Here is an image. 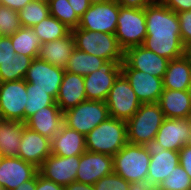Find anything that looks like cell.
Here are the masks:
<instances>
[{
  "mask_svg": "<svg viewBox=\"0 0 191 190\" xmlns=\"http://www.w3.org/2000/svg\"><path fill=\"white\" fill-rule=\"evenodd\" d=\"M145 17L146 37L142 46L169 61L181 57L183 43L177 13L153 0L145 7Z\"/></svg>",
  "mask_w": 191,
  "mask_h": 190,
  "instance_id": "1",
  "label": "cell"
},
{
  "mask_svg": "<svg viewBox=\"0 0 191 190\" xmlns=\"http://www.w3.org/2000/svg\"><path fill=\"white\" fill-rule=\"evenodd\" d=\"M86 151L114 156L127 143L126 121L109 117L86 136Z\"/></svg>",
  "mask_w": 191,
  "mask_h": 190,
  "instance_id": "2",
  "label": "cell"
},
{
  "mask_svg": "<svg viewBox=\"0 0 191 190\" xmlns=\"http://www.w3.org/2000/svg\"><path fill=\"white\" fill-rule=\"evenodd\" d=\"M71 33L74 37L75 48L106 61L123 63L124 50L120 47L115 34L88 31L78 27L72 29Z\"/></svg>",
  "mask_w": 191,
  "mask_h": 190,
  "instance_id": "3",
  "label": "cell"
},
{
  "mask_svg": "<svg viewBox=\"0 0 191 190\" xmlns=\"http://www.w3.org/2000/svg\"><path fill=\"white\" fill-rule=\"evenodd\" d=\"M164 119L158 103L141 104L138 111L126 121L128 142L145 145L154 140Z\"/></svg>",
  "mask_w": 191,
  "mask_h": 190,
  "instance_id": "4",
  "label": "cell"
},
{
  "mask_svg": "<svg viewBox=\"0 0 191 190\" xmlns=\"http://www.w3.org/2000/svg\"><path fill=\"white\" fill-rule=\"evenodd\" d=\"M151 156L144 145L127 143L113 156V172L129 183L148 175Z\"/></svg>",
  "mask_w": 191,
  "mask_h": 190,
  "instance_id": "5",
  "label": "cell"
},
{
  "mask_svg": "<svg viewBox=\"0 0 191 190\" xmlns=\"http://www.w3.org/2000/svg\"><path fill=\"white\" fill-rule=\"evenodd\" d=\"M115 36L124 51L130 47L142 45L146 37L145 8L119 5Z\"/></svg>",
  "mask_w": 191,
  "mask_h": 190,
  "instance_id": "6",
  "label": "cell"
},
{
  "mask_svg": "<svg viewBox=\"0 0 191 190\" xmlns=\"http://www.w3.org/2000/svg\"><path fill=\"white\" fill-rule=\"evenodd\" d=\"M64 125L86 136L110 115L105 101L86 100L65 112Z\"/></svg>",
  "mask_w": 191,
  "mask_h": 190,
  "instance_id": "7",
  "label": "cell"
},
{
  "mask_svg": "<svg viewBox=\"0 0 191 190\" xmlns=\"http://www.w3.org/2000/svg\"><path fill=\"white\" fill-rule=\"evenodd\" d=\"M105 102L110 117L124 121L129 120L141 105L129 81L122 73L115 80Z\"/></svg>",
  "mask_w": 191,
  "mask_h": 190,
  "instance_id": "8",
  "label": "cell"
},
{
  "mask_svg": "<svg viewBox=\"0 0 191 190\" xmlns=\"http://www.w3.org/2000/svg\"><path fill=\"white\" fill-rule=\"evenodd\" d=\"M119 4L116 0L91 4L80 18L78 28L94 32L115 34Z\"/></svg>",
  "mask_w": 191,
  "mask_h": 190,
  "instance_id": "9",
  "label": "cell"
},
{
  "mask_svg": "<svg viewBox=\"0 0 191 190\" xmlns=\"http://www.w3.org/2000/svg\"><path fill=\"white\" fill-rule=\"evenodd\" d=\"M64 73V68L54 66L37 57L31 62L24 80L31 83V89L46 91L56 100Z\"/></svg>",
  "mask_w": 191,
  "mask_h": 190,
  "instance_id": "10",
  "label": "cell"
},
{
  "mask_svg": "<svg viewBox=\"0 0 191 190\" xmlns=\"http://www.w3.org/2000/svg\"><path fill=\"white\" fill-rule=\"evenodd\" d=\"M26 93L24 79L0 82V118L24 123Z\"/></svg>",
  "mask_w": 191,
  "mask_h": 190,
  "instance_id": "11",
  "label": "cell"
},
{
  "mask_svg": "<svg viewBox=\"0 0 191 190\" xmlns=\"http://www.w3.org/2000/svg\"><path fill=\"white\" fill-rule=\"evenodd\" d=\"M120 74L121 64L106 61L98 70L84 76L87 100L106 101L110 89Z\"/></svg>",
  "mask_w": 191,
  "mask_h": 190,
  "instance_id": "12",
  "label": "cell"
},
{
  "mask_svg": "<svg viewBox=\"0 0 191 190\" xmlns=\"http://www.w3.org/2000/svg\"><path fill=\"white\" fill-rule=\"evenodd\" d=\"M121 73L129 81L141 104L158 103L164 90L163 78L132 69L124 61L121 64Z\"/></svg>",
  "mask_w": 191,
  "mask_h": 190,
  "instance_id": "13",
  "label": "cell"
},
{
  "mask_svg": "<svg viewBox=\"0 0 191 190\" xmlns=\"http://www.w3.org/2000/svg\"><path fill=\"white\" fill-rule=\"evenodd\" d=\"M79 162L80 155L61 157L50 154L38 168V172L44 178L65 187L76 180Z\"/></svg>",
  "mask_w": 191,
  "mask_h": 190,
  "instance_id": "14",
  "label": "cell"
},
{
  "mask_svg": "<svg viewBox=\"0 0 191 190\" xmlns=\"http://www.w3.org/2000/svg\"><path fill=\"white\" fill-rule=\"evenodd\" d=\"M113 172V156L85 151L80 155L77 169V182L94 185L102 177Z\"/></svg>",
  "mask_w": 191,
  "mask_h": 190,
  "instance_id": "15",
  "label": "cell"
},
{
  "mask_svg": "<svg viewBox=\"0 0 191 190\" xmlns=\"http://www.w3.org/2000/svg\"><path fill=\"white\" fill-rule=\"evenodd\" d=\"M124 62L132 69L145 72L154 77L164 78L169 60L146 49L142 45L124 51Z\"/></svg>",
  "mask_w": 191,
  "mask_h": 190,
  "instance_id": "16",
  "label": "cell"
},
{
  "mask_svg": "<svg viewBox=\"0 0 191 190\" xmlns=\"http://www.w3.org/2000/svg\"><path fill=\"white\" fill-rule=\"evenodd\" d=\"M144 147L151 156L147 176L161 183L179 165V152L166 150L156 140L149 141Z\"/></svg>",
  "mask_w": 191,
  "mask_h": 190,
  "instance_id": "17",
  "label": "cell"
},
{
  "mask_svg": "<svg viewBox=\"0 0 191 190\" xmlns=\"http://www.w3.org/2000/svg\"><path fill=\"white\" fill-rule=\"evenodd\" d=\"M38 173L35 165L19 157H3L0 162V185L5 190H13Z\"/></svg>",
  "mask_w": 191,
  "mask_h": 190,
  "instance_id": "18",
  "label": "cell"
},
{
  "mask_svg": "<svg viewBox=\"0 0 191 190\" xmlns=\"http://www.w3.org/2000/svg\"><path fill=\"white\" fill-rule=\"evenodd\" d=\"M50 154L51 140L25 126L21 136L18 157L39 168Z\"/></svg>",
  "mask_w": 191,
  "mask_h": 190,
  "instance_id": "19",
  "label": "cell"
},
{
  "mask_svg": "<svg viewBox=\"0 0 191 190\" xmlns=\"http://www.w3.org/2000/svg\"><path fill=\"white\" fill-rule=\"evenodd\" d=\"M166 150L179 151L190 143V130L187 119L165 118L155 139Z\"/></svg>",
  "mask_w": 191,
  "mask_h": 190,
  "instance_id": "20",
  "label": "cell"
},
{
  "mask_svg": "<svg viewBox=\"0 0 191 190\" xmlns=\"http://www.w3.org/2000/svg\"><path fill=\"white\" fill-rule=\"evenodd\" d=\"M25 124L51 140L64 125V114L58 105L46 106L30 116Z\"/></svg>",
  "mask_w": 191,
  "mask_h": 190,
  "instance_id": "21",
  "label": "cell"
},
{
  "mask_svg": "<svg viewBox=\"0 0 191 190\" xmlns=\"http://www.w3.org/2000/svg\"><path fill=\"white\" fill-rule=\"evenodd\" d=\"M86 100L84 76L65 71L56 98L61 111L65 112Z\"/></svg>",
  "mask_w": 191,
  "mask_h": 190,
  "instance_id": "22",
  "label": "cell"
},
{
  "mask_svg": "<svg viewBox=\"0 0 191 190\" xmlns=\"http://www.w3.org/2000/svg\"><path fill=\"white\" fill-rule=\"evenodd\" d=\"M158 104L165 118L187 119L191 114V90L164 89Z\"/></svg>",
  "mask_w": 191,
  "mask_h": 190,
  "instance_id": "23",
  "label": "cell"
},
{
  "mask_svg": "<svg viewBox=\"0 0 191 190\" xmlns=\"http://www.w3.org/2000/svg\"><path fill=\"white\" fill-rule=\"evenodd\" d=\"M85 151V136L66 125L51 139V154L68 157L82 155Z\"/></svg>",
  "mask_w": 191,
  "mask_h": 190,
  "instance_id": "24",
  "label": "cell"
},
{
  "mask_svg": "<svg viewBox=\"0 0 191 190\" xmlns=\"http://www.w3.org/2000/svg\"><path fill=\"white\" fill-rule=\"evenodd\" d=\"M75 48V41L70 32L64 38L41 44L38 58L54 66L65 68Z\"/></svg>",
  "mask_w": 191,
  "mask_h": 190,
  "instance_id": "25",
  "label": "cell"
},
{
  "mask_svg": "<svg viewBox=\"0 0 191 190\" xmlns=\"http://www.w3.org/2000/svg\"><path fill=\"white\" fill-rule=\"evenodd\" d=\"M25 123L0 118V154L2 157H18Z\"/></svg>",
  "mask_w": 191,
  "mask_h": 190,
  "instance_id": "26",
  "label": "cell"
},
{
  "mask_svg": "<svg viewBox=\"0 0 191 190\" xmlns=\"http://www.w3.org/2000/svg\"><path fill=\"white\" fill-rule=\"evenodd\" d=\"M163 84L164 89L191 90V67L182 56L169 61Z\"/></svg>",
  "mask_w": 191,
  "mask_h": 190,
  "instance_id": "27",
  "label": "cell"
},
{
  "mask_svg": "<svg viewBox=\"0 0 191 190\" xmlns=\"http://www.w3.org/2000/svg\"><path fill=\"white\" fill-rule=\"evenodd\" d=\"M9 37L11 38L15 54H23L33 59L38 57L41 42L31 27H21Z\"/></svg>",
  "mask_w": 191,
  "mask_h": 190,
  "instance_id": "28",
  "label": "cell"
},
{
  "mask_svg": "<svg viewBox=\"0 0 191 190\" xmlns=\"http://www.w3.org/2000/svg\"><path fill=\"white\" fill-rule=\"evenodd\" d=\"M106 60L74 48L65 71L86 76L98 70Z\"/></svg>",
  "mask_w": 191,
  "mask_h": 190,
  "instance_id": "29",
  "label": "cell"
},
{
  "mask_svg": "<svg viewBox=\"0 0 191 190\" xmlns=\"http://www.w3.org/2000/svg\"><path fill=\"white\" fill-rule=\"evenodd\" d=\"M32 29L38 35L41 44L64 38L71 32L68 27L51 15L34 25Z\"/></svg>",
  "mask_w": 191,
  "mask_h": 190,
  "instance_id": "30",
  "label": "cell"
},
{
  "mask_svg": "<svg viewBox=\"0 0 191 190\" xmlns=\"http://www.w3.org/2000/svg\"><path fill=\"white\" fill-rule=\"evenodd\" d=\"M33 58L15 54L11 61L0 63V82L24 79Z\"/></svg>",
  "mask_w": 191,
  "mask_h": 190,
  "instance_id": "31",
  "label": "cell"
},
{
  "mask_svg": "<svg viewBox=\"0 0 191 190\" xmlns=\"http://www.w3.org/2000/svg\"><path fill=\"white\" fill-rule=\"evenodd\" d=\"M50 15L48 0H32L18 11L21 27H33Z\"/></svg>",
  "mask_w": 191,
  "mask_h": 190,
  "instance_id": "32",
  "label": "cell"
},
{
  "mask_svg": "<svg viewBox=\"0 0 191 190\" xmlns=\"http://www.w3.org/2000/svg\"><path fill=\"white\" fill-rule=\"evenodd\" d=\"M26 91L28 97L24 111V123L30 116L35 114L41 108L57 105L56 100L51 95L46 93V91L31 89V83L26 82Z\"/></svg>",
  "mask_w": 191,
  "mask_h": 190,
  "instance_id": "33",
  "label": "cell"
},
{
  "mask_svg": "<svg viewBox=\"0 0 191 190\" xmlns=\"http://www.w3.org/2000/svg\"><path fill=\"white\" fill-rule=\"evenodd\" d=\"M50 15L57 18L70 30L79 26L80 18L68 0H48Z\"/></svg>",
  "mask_w": 191,
  "mask_h": 190,
  "instance_id": "34",
  "label": "cell"
},
{
  "mask_svg": "<svg viewBox=\"0 0 191 190\" xmlns=\"http://www.w3.org/2000/svg\"><path fill=\"white\" fill-rule=\"evenodd\" d=\"M159 190H191V179L179 164L164 181L159 183Z\"/></svg>",
  "mask_w": 191,
  "mask_h": 190,
  "instance_id": "35",
  "label": "cell"
},
{
  "mask_svg": "<svg viewBox=\"0 0 191 190\" xmlns=\"http://www.w3.org/2000/svg\"><path fill=\"white\" fill-rule=\"evenodd\" d=\"M21 28L18 11L0 4V31L3 36H11Z\"/></svg>",
  "mask_w": 191,
  "mask_h": 190,
  "instance_id": "36",
  "label": "cell"
},
{
  "mask_svg": "<svg viewBox=\"0 0 191 190\" xmlns=\"http://www.w3.org/2000/svg\"><path fill=\"white\" fill-rule=\"evenodd\" d=\"M130 183L115 172L102 177L93 186L94 190H128Z\"/></svg>",
  "mask_w": 191,
  "mask_h": 190,
  "instance_id": "37",
  "label": "cell"
},
{
  "mask_svg": "<svg viewBox=\"0 0 191 190\" xmlns=\"http://www.w3.org/2000/svg\"><path fill=\"white\" fill-rule=\"evenodd\" d=\"M180 25L181 41L191 42V10L177 13Z\"/></svg>",
  "mask_w": 191,
  "mask_h": 190,
  "instance_id": "38",
  "label": "cell"
},
{
  "mask_svg": "<svg viewBox=\"0 0 191 190\" xmlns=\"http://www.w3.org/2000/svg\"><path fill=\"white\" fill-rule=\"evenodd\" d=\"M15 55L11 38L3 36L0 38V63L11 61Z\"/></svg>",
  "mask_w": 191,
  "mask_h": 190,
  "instance_id": "39",
  "label": "cell"
},
{
  "mask_svg": "<svg viewBox=\"0 0 191 190\" xmlns=\"http://www.w3.org/2000/svg\"><path fill=\"white\" fill-rule=\"evenodd\" d=\"M128 190H159V183L151 177L131 182Z\"/></svg>",
  "mask_w": 191,
  "mask_h": 190,
  "instance_id": "40",
  "label": "cell"
},
{
  "mask_svg": "<svg viewBox=\"0 0 191 190\" xmlns=\"http://www.w3.org/2000/svg\"><path fill=\"white\" fill-rule=\"evenodd\" d=\"M179 164L191 179V144L183 146L179 151Z\"/></svg>",
  "mask_w": 191,
  "mask_h": 190,
  "instance_id": "41",
  "label": "cell"
},
{
  "mask_svg": "<svg viewBox=\"0 0 191 190\" xmlns=\"http://www.w3.org/2000/svg\"><path fill=\"white\" fill-rule=\"evenodd\" d=\"M176 13L191 10V0H159Z\"/></svg>",
  "mask_w": 191,
  "mask_h": 190,
  "instance_id": "42",
  "label": "cell"
},
{
  "mask_svg": "<svg viewBox=\"0 0 191 190\" xmlns=\"http://www.w3.org/2000/svg\"><path fill=\"white\" fill-rule=\"evenodd\" d=\"M35 190H65L64 186L58 185L51 180L41 176L39 173L36 175V189Z\"/></svg>",
  "mask_w": 191,
  "mask_h": 190,
  "instance_id": "43",
  "label": "cell"
},
{
  "mask_svg": "<svg viewBox=\"0 0 191 190\" xmlns=\"http://www.w3.org/2000/svg\"><path fill=\"white\" fill-rule=\"evenodd\" d=\"M71 7L75 10L77 16L81 18L86 10L90 7L88 0H68Z\"/></svg>",
  "mask_w": 191,
  "mask_h": 190,
  "instance_id": "44",
  "label": "cell"
},
{
  "mask_svg": "<svg viewBox=\"0 0 191 190\" xmlns=\"http://www.w3.org/2000/svg\"><path fill=\"white\" fill-rule=\"evenodd\" d=\"M122 7L142 9L149 5L153 0H116Z\"/></svg>",
  "mask_w": 191,
  "mask_h": 190,
  "instance_id": "45",
  "label": "cell"
},
{
  "mask_svg": "<svg viewBox=\"0 0 191 190\" xmlns=\"http://www.w3.org/2000/svg\"><path fill=\"white\" fill-rule=\"evenodd\" d=\"M31 1L32 0H0V4L5 5L12 10L19 11Z\"/></svg>",
  "mask_w": 191,
  "mask_h": 190,
  "instance_id": "46",
  "label": "cell"
},
{
  "mask_svg": "<svg viewBox=\"0 0 191 190\" xmlns=\"http://www.w3.org/2000/svg\"><path fill=\"white\" fill-rule=\"evenodd\" d=\"M65 190H94V186L74 181L66 185Z\"/></svg>",
  "mask_w": 191,
  "mask_h": 190,
  "instance_id": "47",
  "label": "cell"
},
{
  "mask_svg": "<svg viewBox=\"0 0 191 190\" xmlns=\"http://www.w3.org/2000/svg\"><path fill=\"white\" fill-rule=\"evenodd\" d=\"M36 189V176L29 181L20 184L16 189L13 190H35Z\"/></svg>",
  "mask_w": 191,
  "mask_h": 190,
  "instance_id": "48",
  "label": "cell"
},
{
  "mask_svg": "<svg viewBox=\"0 0 191 190\" xmlns=\"http://www.w3.org/2000/svg\"><path fill=\"white\" fill-rule=\"evenodd\" d=\"M182 57L191 67V42L183 44V53Z\"/></svg>",
  "mask_w": 191,
  "mask_h": 190,
  "instance_id": "49",
  "label": "cell"
},
{
  "mask_svg": "<svg viewBox=\"0 0 191 190\" xmlns=\"http://www.w3.org/2000/svg\"><path fill=\"white\" fill-rule=\"evenodd\" d=\"M111 0H88L90 4L104 3Z\"/></svg>",
  "mask_w": 191,
  "mask_h": 190,
  "instance_id": "50",
  "label": "cell"
},
{
  "mask_svg": "<svg viewBox=\"0 0 191 190\" xmlns=\"http://www.w3.org/2000/svg\"><path fill=\"white\" fill-rule=\"evenodd\" d=\"M187 121L189 123V130H190V143L191 144V114L188 116Z\"/></svg>",
  "mask_w": 191,
  "mask_h": 190,
  "instance_id": "51",
  "label": "cell"
}]
</instances>
